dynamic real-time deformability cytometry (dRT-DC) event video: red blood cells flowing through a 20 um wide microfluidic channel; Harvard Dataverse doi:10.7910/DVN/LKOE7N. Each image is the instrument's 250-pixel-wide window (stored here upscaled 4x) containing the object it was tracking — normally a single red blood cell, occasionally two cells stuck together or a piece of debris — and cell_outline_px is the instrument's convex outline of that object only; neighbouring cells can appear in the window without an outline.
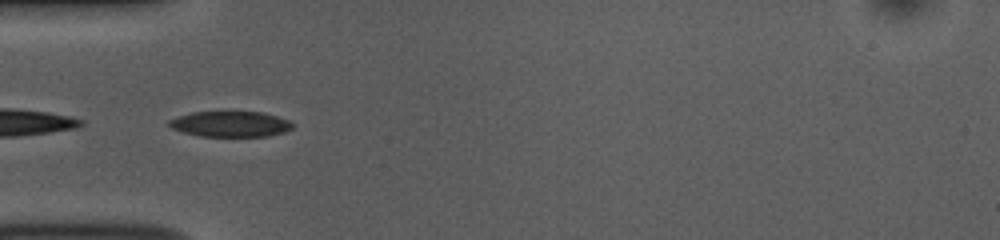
{"species": "common noctule bat (a hibernating species)", "species_latin": "Nyctalus noctula", "temperature_condition": "room temperature", "stored_images_in_passage": 39, "camera_frame_rate_fps": 3000, "um_per_image_px": 0.085, "animal": {"sex": "female", "body_mass_g": 10.0, "forearm_length_mm": 53.1}, "frame": {"image": 1, "passage_image": 15, "time_ms": 4.667, "image_size_px": [1000, 240], "cell_outline_px": [[292, 128], [284, 132], [268, 136], [200, 136], [184, 132], [172, 128], [168, 124], [168, 120], [192, 112], [264, 112], [288, 120], [292, 124]], "centroid_in_image_um": [19.59, 10.54], "position_along_channel_um": 65.4, "area_um2": 18.21}}
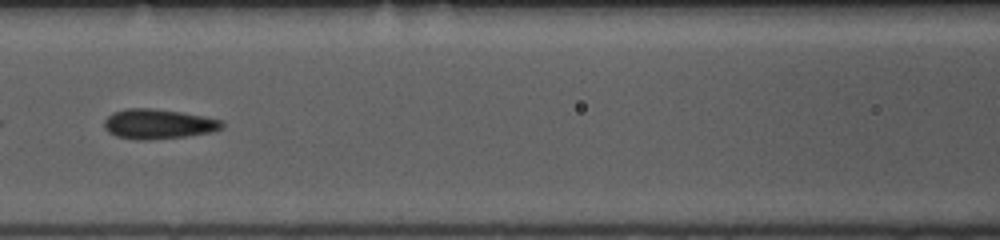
{"frame": {"image": 2, "passage_image": 22, "time_ms": 7.0, "image_size_px": [1000, 240], "cell_outline_px": [[224, 128], [212, 132], [184, 136], [144, 140], [140, 140], [116, 136], [108, 132], [104, 128], [104, 120], [112, 112], [124, 108], [152, 108], [180, 112], [204, 116], [224, 120]], "centroid_in_image_um": [13.46, 10.53], "position_along_channel_um": 153.1, "area_um2": 20.58}}
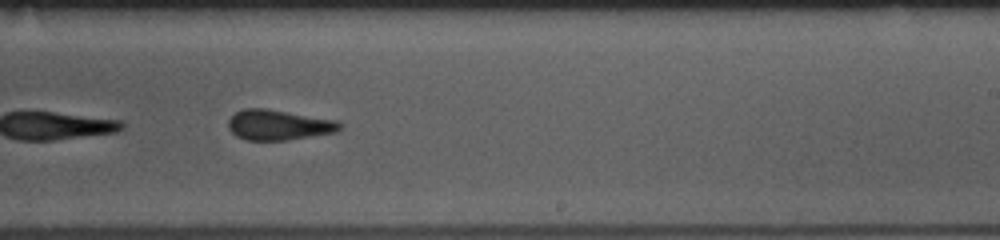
{"frame": {"image": 3, "passage_image": 31, "time_ms": 10.0, "image_size_px": [1000, 240], "cell_outline_px": [[344, 128], [336, 132], [288, 140], [248, 140], [236, 136], [228, 128], [228, 120], [236, 112], [244, 108], [264, 108], [340, 120], [344, 124]], "centroid_in_image_um": [23.75, 10.61], "position_along_channel_um": 265.3, "area_um2": 19.94}, "authors_computed_cell_mechanics": {"area_um2": 20.519, "velocity_mm_per_s": 3.7729, "shape_relaxation_time_tau1_ms": null, "shape_relaxation_time_tau2_ms": 2.2548, "deformation_change_tau1": null, "deformation_change_tau2": 0.1113}}